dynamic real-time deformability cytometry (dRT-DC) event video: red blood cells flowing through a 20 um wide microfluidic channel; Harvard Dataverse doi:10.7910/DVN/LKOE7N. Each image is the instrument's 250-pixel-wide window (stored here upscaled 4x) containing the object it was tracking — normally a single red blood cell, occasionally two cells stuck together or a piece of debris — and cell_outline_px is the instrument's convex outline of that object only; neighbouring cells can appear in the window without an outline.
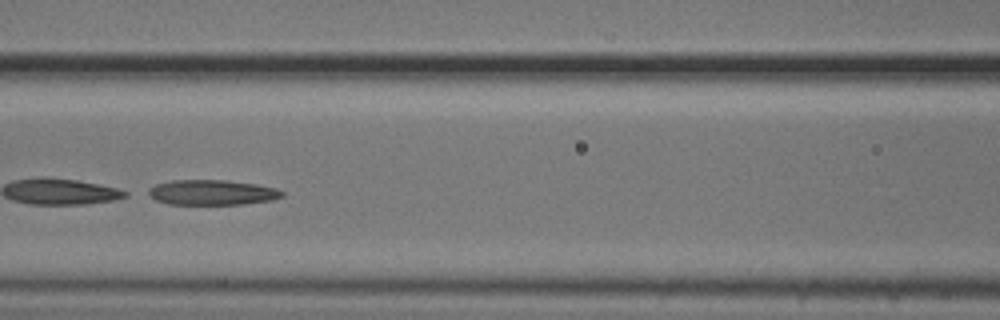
{"species": "common noctule bat (a hibernating species)", "species_latin": "Nyctalus noctula", "temperature_condition": "cold", "stored_images_in_passage": 54, "camera_frame_rate_fps": 3000, "um_per_image_px": 0.085, "animal": {"sex": "male", "body_mass_g": 20.5, "forearm_length_mm": 52.5}, "frame": {"image": 1, "passage_image": 24, "time_ms": 7.667, "image_size_px": [1000, 320], "cell_outline_px": [[284, 196], [272, 200], [244, 204], [168, 204], [156, 200], [144, 192], [148, 188], [156, 184], [172, 180], [224, 180], [256, 184], [276, 188], [284, 192]], "centroid_in_image_um": [18.0, 16.35], "position_along_channel_um": 148.6, "area_um2": 19.71}}
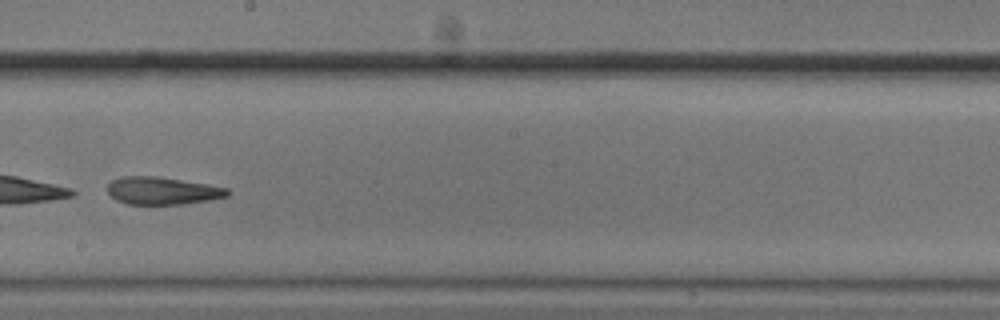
{"frame": {"image": 2, "passage_image": 31, "time_ms": 10.0, "image_size_px": [1000, 320], "cell_outline_px": [[232, 192], [228, 196], [208, 200], [184, 204], [128, 204], [116, 200], [108, 192], [108, 184], [112, 180], [120, 176], [156, 176], [208, 184], [228, 188]], "centroid_in_image_um": [13.82, 16.21], "position_along_channel_um": 234.4, "area_um2": 19.31}}